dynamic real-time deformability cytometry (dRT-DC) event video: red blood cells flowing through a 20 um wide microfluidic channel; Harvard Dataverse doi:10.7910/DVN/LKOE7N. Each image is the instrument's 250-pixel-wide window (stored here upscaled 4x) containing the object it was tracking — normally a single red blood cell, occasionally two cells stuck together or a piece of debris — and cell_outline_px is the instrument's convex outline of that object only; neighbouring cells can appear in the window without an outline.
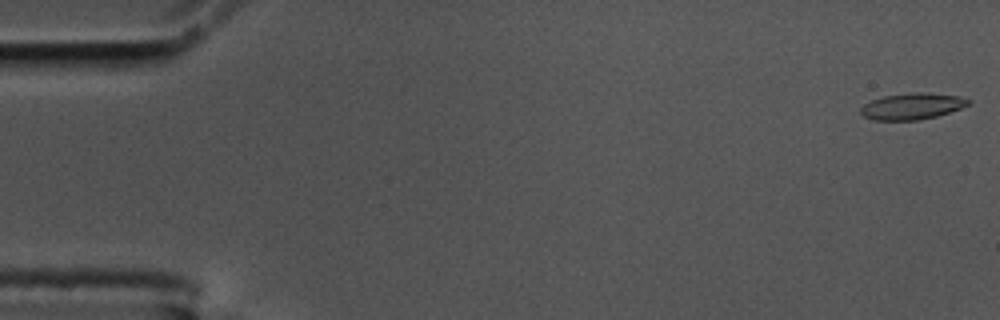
{"species": "common noctule bat (a hibernating species)", "species_latin": "Nyctalus noctula", "temperature_condition": "cold", "stored_images_in_passage": 57, "camera_frame_rate_fps": 3000, "um_per_image_px": 0.085, "animal": {"sex": "male", "body_mass_g": 17.5, "forearm_length_mm": 52.3}, "frame": {"image": 1, "passage_image": 1, "time_ms": 0.0, "image_size_px": [1000, 320], "cell_outline_px": [[972, 100], [968, 104], [960, 108], [936, 116], [916, 120], [872, 120], [864, 116], [860, 112], [860, 108], [864, 104], [872, 100], [884, 96], [916, 92], [924, 92], [960, 96]], "centroid_in_image_um": [77.52, 9.03], "position_along_channel_um": 7.5, "area_um2": 16.36}}
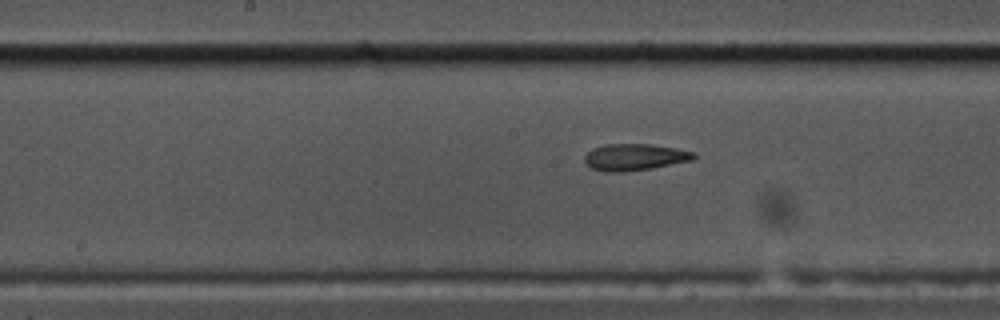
{"frame": {"image": 2, "passage_image": 29, "time_ms": 9.333, "image_size_px": [1000, 320], "cell_outline_px": [[696, 156], [692, 160], [652, 168], [624, 172], [608, 172], [592, 168], [584, 160], [584, 156], [592, 148], [604, 144], [648, 144], [676, 148], [696, 152]], "centroid_in_image_um": [53.95, 13.35], "position_along_channel_um": 194.3, "area_um2": 16.94}}
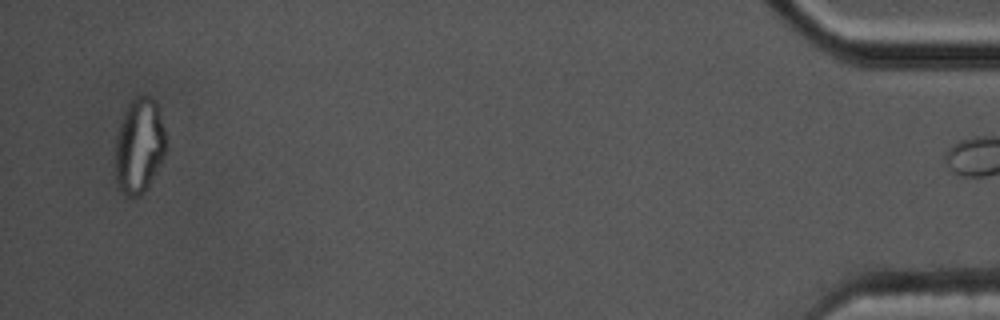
{"frame": {"image": 3, "passage_image": 56, "time_ms": 18.333, "image_size_px": [1000, 320], "cell_outline_px": [[164, 152], [160, 164], [144, 192], [140, 196], [124, 196], [120, 192], [116, 184], [116, 136], [124, 112], [128, 104], [136, 96], [152, 96], [156, 100], [164, 128]], "centroid_in_image_um": [11.81, 12.39], "position_along_channel_um": 423.4, "area_um2": 27.86}}